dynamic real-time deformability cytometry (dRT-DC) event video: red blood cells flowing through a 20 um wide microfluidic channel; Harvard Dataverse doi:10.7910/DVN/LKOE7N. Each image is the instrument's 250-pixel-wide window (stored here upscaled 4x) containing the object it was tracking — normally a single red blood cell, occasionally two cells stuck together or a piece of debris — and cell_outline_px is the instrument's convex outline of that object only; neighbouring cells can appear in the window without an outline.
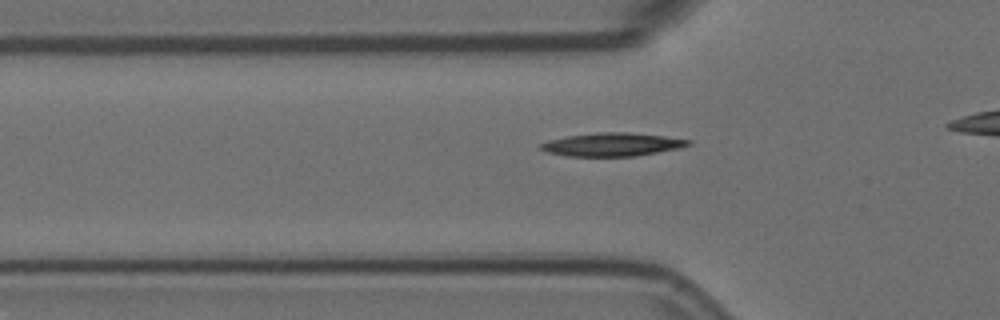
{"species": "Egyptian fruit bat (a non-hibernating species)", "species_latin": "Rousettus aegyptiacus", "temperature_condition": "room temperature", "stored_images_in_passage": 29, "camera_frame_rate_fps": 3000, "um_per_image_px": 0.085, "animal": {"sex": "female"}, "frame": {"image": 1, "passage_image": 9, "time_ms": 2.667, "image_size_px": [1000, 320], "cell_outline_px": [[692, 144], [680, 148], [636, 156], [568, 156], [548, 152], [540, 148], [540, 144], [548, 140], [568, 136], [596, 132], [628, 132], [664, 136], [692, 140]], "centroid_in_image_um": [52.07, 12.28], "position_along_channel_um": 73.7, "area_um2": 20.0}}
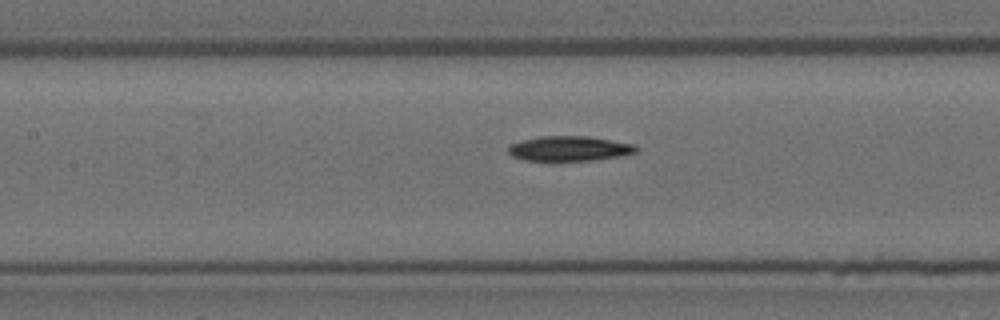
{"frame": {"image": 2, "passage_image": 16, "time_ms": 5.0, "image_size_px": [1000, 320], "cell_outline_px": [[640, 148], [636, 152], [624, 156], [592, 160], [552, 164], [524, 160], [512, 156], [508, 152], [508, 144], [520, 140], [540, 136], [588, 136], [636, 144]], "centroid_in_image_um": [48.36, 12.67], "position_along_channel_um": 159.0, "area_um2": 19.77}}
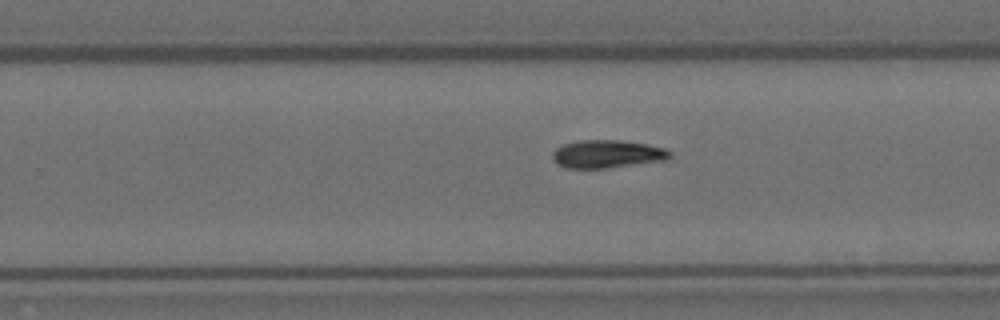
{"frame": {"image": 3, "passage_image": 26, "time_ms": 8.333, "image_size_px": [1000, 320], "cell_outline_px": [[672, 156], [668, 160], [608, 168], [564, 168], [552, 156], [552, 152], [556, 148], [564, 144], [580, 140], [620, 140], [648, 144], [664, 148], [672, 152]], "centroid_in_image_um": [51.67, 13.09], "position_along_channel_um": 278.1, "area_um2": 19.19}}